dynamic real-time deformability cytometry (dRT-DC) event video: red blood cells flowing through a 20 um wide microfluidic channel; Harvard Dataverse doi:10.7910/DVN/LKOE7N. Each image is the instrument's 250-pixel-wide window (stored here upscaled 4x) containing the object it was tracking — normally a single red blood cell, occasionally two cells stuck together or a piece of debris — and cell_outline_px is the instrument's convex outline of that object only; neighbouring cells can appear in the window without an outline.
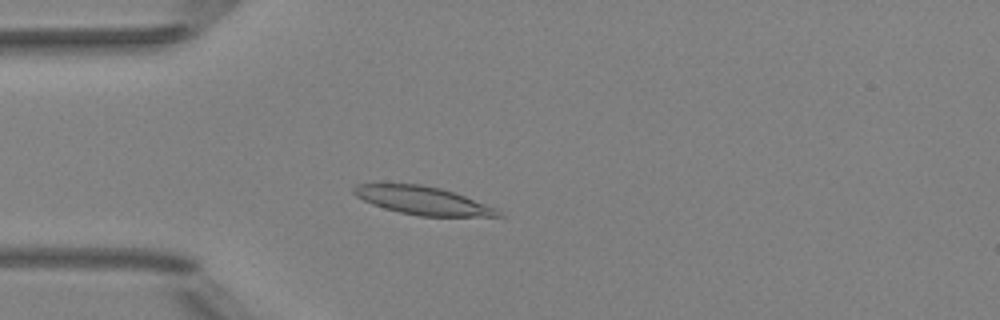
{"species": "Egyptian fruit bat (a non-hibernating species)", "species_latin": "Rousettus aegyptiacus", "temperature_condition": "room temperature", "stored_images_in_passage": 50, "camera_frame_rate_fps": 3000, "um_per_image_px": 0.085, "animal": {"sex": "female"}, "frame": {"image": 1, "passage_image": 13, "time_ms": 4.0, "image_size_px": [1000, 320], "cell_outline_px": [[504, 216], [420, 216], [400, 212], [384, 208], [372, 204], [356, 196], [352, 192], [352, 188], [356, 184], [420, 184], [440, 188], [464, 196], [496, 208]], "centroid_in_image_um": [35.9, 17.04], "position_along_channel_um": 49.1, "area_um2": 23.29}}
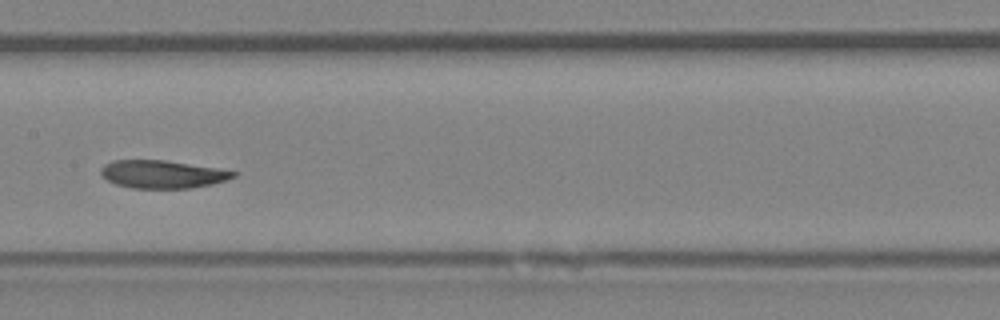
{"frame": {"image": 2, "passage_image": 25, "time_ms": 8.0, "image_size_px": [1000, 320], "cell_outline_px": [[240, 172], [236, 176], [212, 184], [192, 188], [132, 188], [116, 184], [100, 176], [100, 168], [104, 164], [112, 160], [164, 160], [220, 168]], "centroid_in_image_um": [13.81, 14.8], "position_along_channel_um": 193.6, "area_um2": 21.73}}
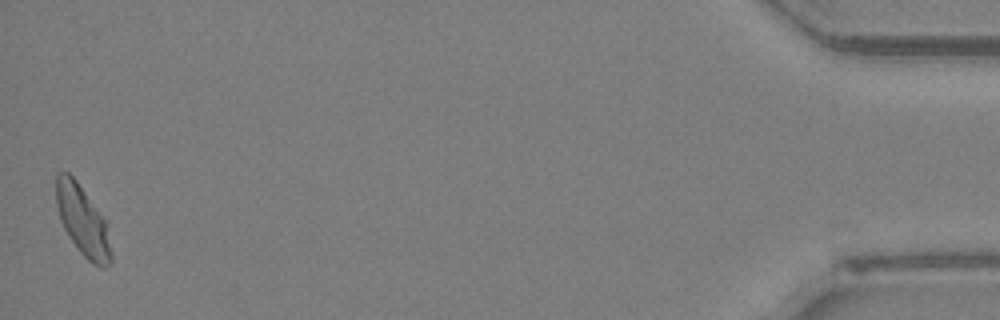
{"frame": {"image": 3, "passage_image": 50, "time_ms": 16.333, "image_size_px": [1000, 320], "cell_outline_px": [[112, 260], [104, 268], [100, 268], [92, 264], [80, 252], [64, 228], [60, 220], [56, 204], [56, 172], [68, 172], [76, 180], [104, 220], [112, 252]], "centroid_in_image_um": [7.0, 18.78], "position_along_channel_um": 428.2, "area_um2": 21.91}, "authors_computed_cell_mechanics": {"area_um2": 22.5998, "velocity_mm_per_s": 3.9483, "shape_relaxation_time_tau1_ms": 4.1698, "shape_relaxation_time_tau2_ms": 2.0318, "deformation_change_tau1": 0.1442, "deformation_change_tau2": 0.076}}